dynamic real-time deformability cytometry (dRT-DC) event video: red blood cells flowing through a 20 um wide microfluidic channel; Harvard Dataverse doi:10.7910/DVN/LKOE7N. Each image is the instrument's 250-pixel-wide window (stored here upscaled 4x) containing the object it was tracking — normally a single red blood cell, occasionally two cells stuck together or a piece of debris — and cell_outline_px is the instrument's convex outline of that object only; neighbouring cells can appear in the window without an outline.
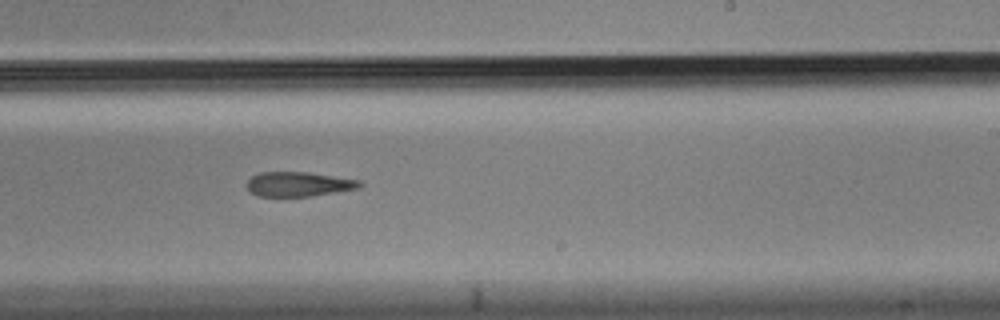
{"species": "Egyptian fruit bat (a non-hibernating species)", "species_latin": "Rousettus aegyptiacus", "temperature_condition": "cold", "stored_images_in_passage": 10, "camera_frame_rate_fps": 3000, "um_per_image_px": 0.085, "animal": {"sex": "male"}, "frame": {"image": 1, "passage_image": 9, "time_ms": 2.667, "image_size_px": [1000, 320], "cell_outline_px": [[364, 184], [360, 188], [336, 192], [308, 196], [256, 196], [248, 188], [248, 180], [252, 176], [260, 172], [308, 172], [360, 180]], "centroid_in_image_um": [25.41, 15.65], "position_along_channel_um": 263.6, "area_um2": 16.07}}
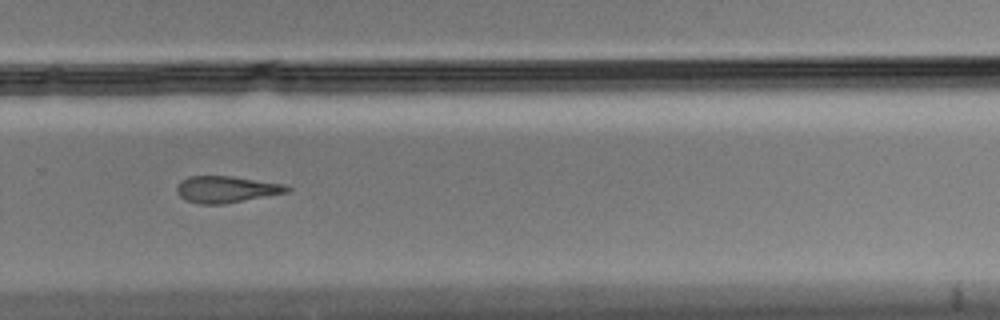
{"frame": {"image": 2, "passage_image": 10, "time_ms": 3.0, "image_size_px": [1000, 320], "cell_outline_px": [[292, 188], [288, 192], [224, 204], [200, 204], [184, 200], [176, 192], [176, 188], [188, 176], [232, 176], [284, 184]], "centroid_in_image_um": [19.24, 16.1], "position_along_channel_um": 310.6, "area_um2": 16.99}}